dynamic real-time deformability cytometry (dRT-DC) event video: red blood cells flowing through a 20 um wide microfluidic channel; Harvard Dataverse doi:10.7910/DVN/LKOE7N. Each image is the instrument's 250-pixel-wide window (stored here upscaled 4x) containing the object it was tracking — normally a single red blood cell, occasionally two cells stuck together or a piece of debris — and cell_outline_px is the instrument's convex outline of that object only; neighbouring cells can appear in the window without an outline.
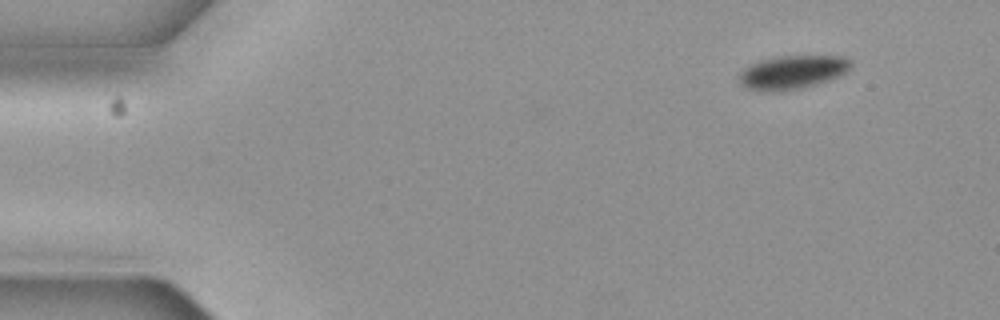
{"species": "common noctule bat (a hibernating species)", "species_latin": "Nyctalus noctula", "temperature_condition": "cold", "stored_images_in_passage": 6, "camera_frame_rate_fps": 3000, "um_per_image_px": 0.085, "animal": {"sex": "female", "body_mass_g": 19.3, "forearm_length_mm": 54.1}, "frame": {"image": 1, "passage_image": 1, "time_ms": 0.0, "image_size_px": [1000, 320], "cell_outline_px": [[852, 68], [828, 80], [804, 88], [772, 92], [764, 92], [748, 88], [740, 84], [736, 80], [740, 72], [744, 68], [760, 60], [780, 56], [844, 56], [852, 60]], "centroid_in_image_um": [67.33, 6.14], "position_along_channel_um": 17.7, "area_um2": 22.02}}
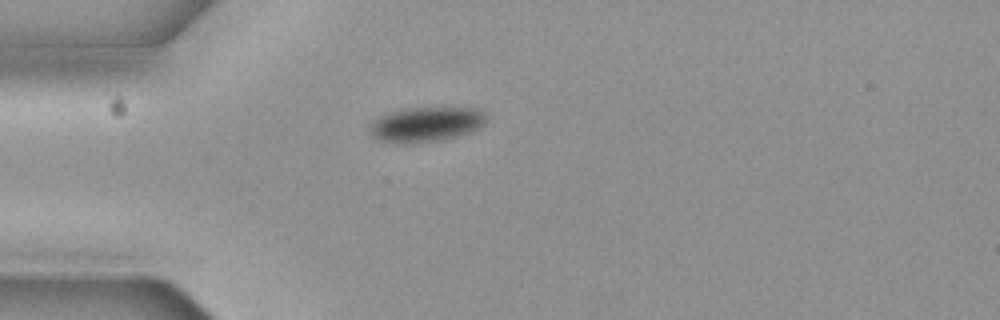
{"frame": {"image": 2, "passage_image": 3, "time_ms": 0.667, "image_size_px": [1000, 320], "cell_outline_px": [[488, 120], [480, 128], [468, 132], [436, 140], [380, 140], [372, 136], [368, 132], [368, 124], [376, 116], [384, 112], [404, 108], [460, 104], [480, 108], [488, 116]], "centroid_in_image_um": [36.28, 10.42], "position_along_channel_um": 48.7, "area_um2": 24.28}}